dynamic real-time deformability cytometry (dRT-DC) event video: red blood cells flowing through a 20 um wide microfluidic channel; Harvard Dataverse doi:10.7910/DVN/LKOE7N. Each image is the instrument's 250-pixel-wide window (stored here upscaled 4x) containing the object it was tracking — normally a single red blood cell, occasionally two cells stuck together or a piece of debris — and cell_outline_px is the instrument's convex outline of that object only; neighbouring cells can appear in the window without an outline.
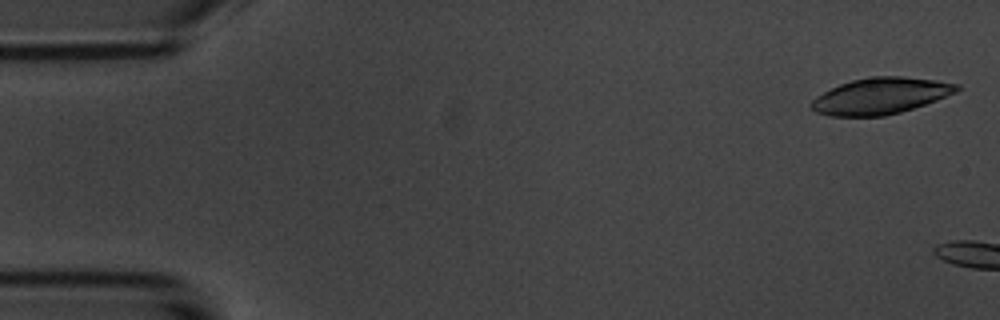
{"species": "common noctule bat (a hibernating species)", "species_latin": "Nyctalus noctula", "temperature_condition": "room temperature", "stored_images_in_passage": 4, "camera_frame_rate_fps": 3000, "um_per_image_px": 0.085, "animal": {"sex": "male", "body_mass_g": 20.1, "forearm_length_mm": 53.5}, "frame": {"image": 1, "passage_image": 1, "time_ms": 0.0, "image_size_px": [1000, 320], "cell_outline_px": [[960, 88], [956, 92], [936, 100], [900, 112], [884, 116], [828, 116], [816, 112], [808, 104], [816, 96], [840, 84], [852, 80], [868, 76], [900, 76], [936, 80], [960, 84]], "centroid_in_image_um": [74.82, 8.15], "position_along_channel_um": 10.2, "area_um2": 30.69}}